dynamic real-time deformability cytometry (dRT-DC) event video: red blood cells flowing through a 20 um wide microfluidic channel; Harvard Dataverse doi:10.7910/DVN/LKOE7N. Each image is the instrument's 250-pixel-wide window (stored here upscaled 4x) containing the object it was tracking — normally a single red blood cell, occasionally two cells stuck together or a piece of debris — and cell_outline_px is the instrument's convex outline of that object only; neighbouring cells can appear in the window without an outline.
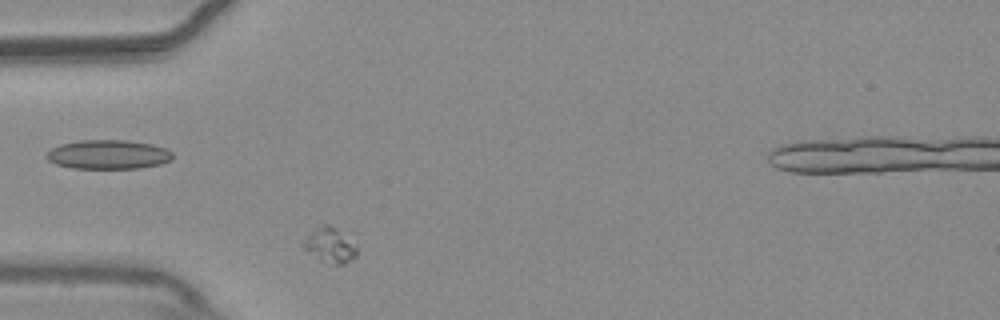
{"species": "common noctule bat (a hibernating species)", "species_latin": "Nyctalus noctula", "temperature_condition": "warm", "stored_images_in_passage": 16, "camera_frame_rate_fps": 3000, "um_per_image_px": 0.085, "animal": {"sex": "male", "body_mass_g": 20.4}, "frame": {"image": 1, "passage_image": 1, "time_ms": 0.0, "image_size_px": [1000, 320], "cell_outline_px": [[356, 256], [344, 264], [336, 264], [320, 260], [304, 248], [304, 240], [312, 228], [324, 224], [328, 224], [336, 228], [356, 248]], "centroid_in_image_um": [28.0, 20.83], "position_along_channel_um": 57.0, "area_um2": 10.4}}
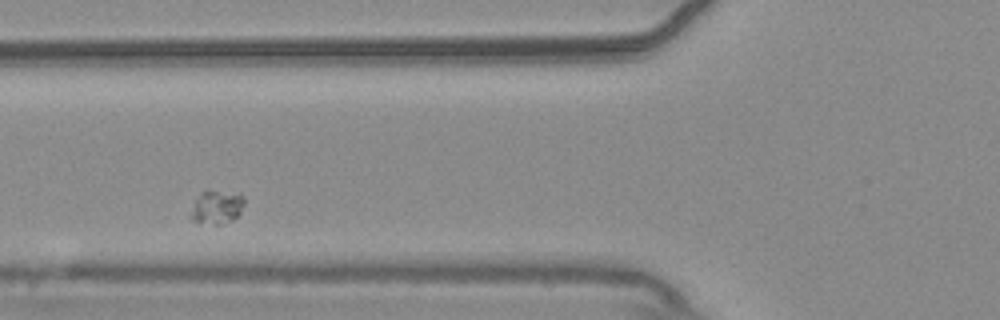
{"frame": {"image": 2, "passage_image": 6, "time_ms": 1.667, "image_size_px": [1000, 320], "cell_outline_px": [[244, 204], [240, 212], [232, 220], [220, 224], [216, 224], [192, 220], [188, 216], [200, 192], [208, 188], [244, 196]], "centroid_in_image_um": [18.39, 17.57], "position_along_channel_um": 107.4, "area_um2": 10.4}}